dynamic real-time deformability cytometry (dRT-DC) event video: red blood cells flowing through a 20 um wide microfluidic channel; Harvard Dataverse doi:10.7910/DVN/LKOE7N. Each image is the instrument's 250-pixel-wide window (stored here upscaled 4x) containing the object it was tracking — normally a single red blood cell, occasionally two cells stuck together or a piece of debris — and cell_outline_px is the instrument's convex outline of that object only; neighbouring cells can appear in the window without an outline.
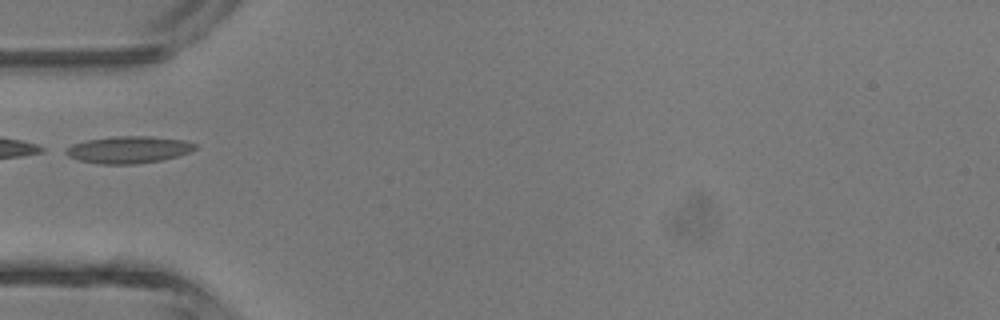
{"species": "common noctule bat (a hibernating species)", "species_latin": "Nyctalus noctula", "temperature_condition": "room temperature", "stored_images_in_passage": 3, "camera_frame_rate_fps": 3000, "um_per_image_px": 0.085, "animal": {"sex": "male", "body_mass_g": 13.3}, "frame": {"image": 1, "passage_image": 3, "time_ms": 2.333, "image_size_px": [1000, 320], "cell_outline_px": [[196, 148], [188, 152], [176, 156], [160, 160], [132, 164], [100, 164], [80, 160], [68, 156], [60, 152], [64, 148], [72, 144], [88, 140], [112, 136], [152, 136], [184, 140], [196, 144]], "centroid_in_image_um": [10.85, 12.71], "position_along_channel_um": 74.1, "area_um2": 20.35}}